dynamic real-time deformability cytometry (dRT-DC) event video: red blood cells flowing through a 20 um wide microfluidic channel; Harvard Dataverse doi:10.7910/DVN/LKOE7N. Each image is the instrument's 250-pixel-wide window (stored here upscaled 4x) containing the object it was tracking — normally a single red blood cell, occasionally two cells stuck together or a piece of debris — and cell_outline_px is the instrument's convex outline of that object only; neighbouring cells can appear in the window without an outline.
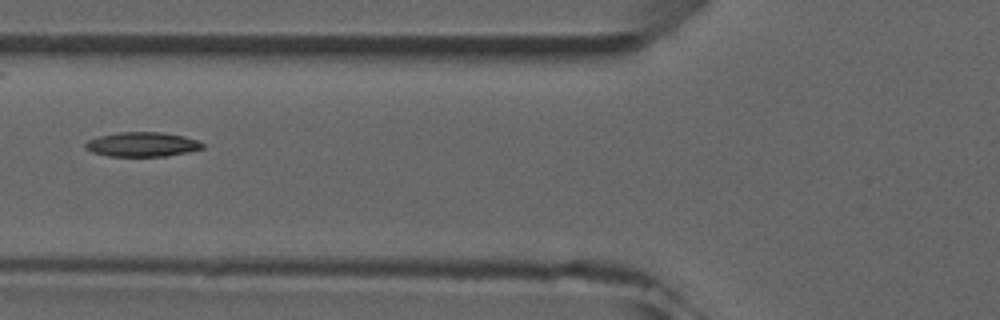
{"species": "common noctule bat (a hibernating species)", "species_latin": "Nyctalus noctula", "temperature_condition": "room temperature", "stored_images_in_passage": 6, "camera_frame_rate_fps": 3000, "um_per_image_px": 0.085, "animal": {"sex": "male", "forearm_length_mm": 52.5}, "frame": {"image": 1, "passage_image": 6, "time_ms": 5.667, "image_size_px": [1000, 320], "cell_outline_px": [[204, 148], [188, 152], [168, 156], [108, 156], [92, 152], [84, 148], [84, 144], [88, 140], [100, 136], [120, 132], [160, 132], [184, 136], [196, 140], [204, 144]], "centroid_in_image_um": [12.08, 12.28], "position_along_channel_um": 113.7, "area_um2": 16.7}}